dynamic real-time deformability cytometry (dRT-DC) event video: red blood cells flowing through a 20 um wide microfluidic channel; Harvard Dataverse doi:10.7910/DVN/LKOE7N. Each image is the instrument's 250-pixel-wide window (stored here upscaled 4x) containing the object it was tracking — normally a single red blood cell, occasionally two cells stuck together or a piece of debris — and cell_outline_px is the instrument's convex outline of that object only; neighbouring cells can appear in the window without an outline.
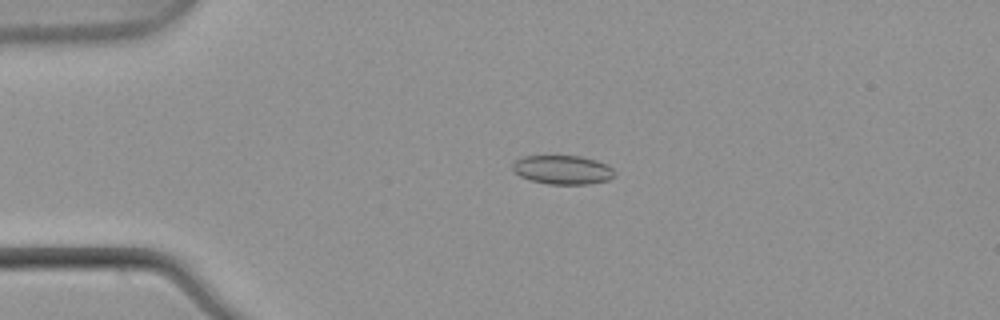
{"species": "common noctule bat (a hibernating species)", "species_latin": "Nyctalus noctula", "temperature_condition": "warm", "stored_images_in_passage": 45, "camera_frame_rate_fps": 3000, "um_per_image_px": 0.085, "animal": {"sex": "male", "body_mass_g": 21.5, "forearm_length_mm": 52.0}, "frame": {"image": 1, "passage_image": 4, "time_ms": 1.0, "image_size_px": [1000, 320], "cell_outline_px": [[616, 176], [608, 180], [588, 184], [548, 184], [532, 180], [520, 176], [512, 168], [512, 164], [516, 160], [524, 156], [580, 156], [596, 160], [612, 168], [616, 172]], "centroid_in_image_um": [47.85, 14.43], "position_along_channel_um": 37.2, "area_um2": 17.11}}
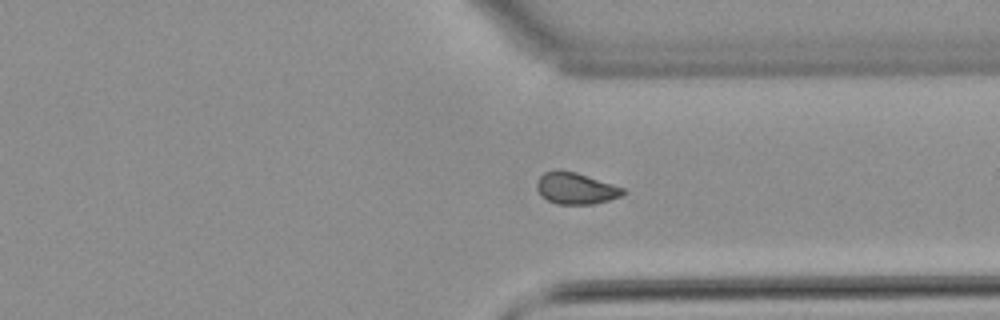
{"frame": {"image": 2, "passage_image": 32, "time_ms": 10.333, "image_size_px": [1000, 320], "cell_outline_px": [[624, 192], [620, 196], [608, 200], [592, 204], [556, 204], [548, 200], [536, 188], [536, 180], [544, 172], [556, 168], [560, 168], [576, 172], [624, 188]], "centroid_in_image_um": [48.89, 15.98], "position_along_channel_um": 362.5, "area_um2": 15.84}}
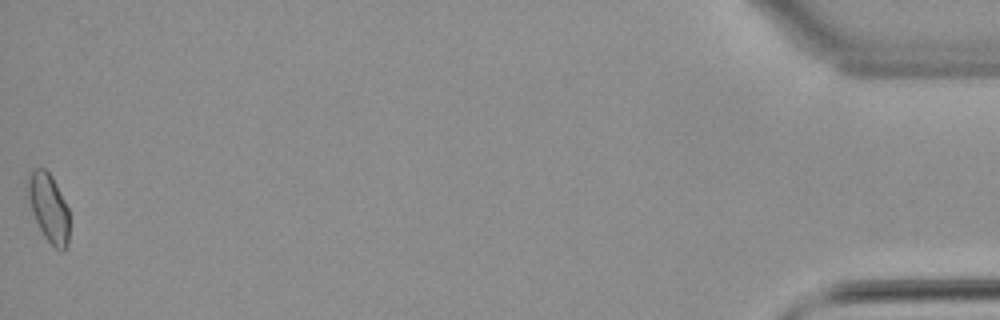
{"frame": {"image": 3, "passage_image": 45, "time_ms": 14.667, "image_size_px": [1000, 320], "cell_outline_px": [[68, 244], [64, 252], [56, 248], [44, 236], [32, 212], [24, 184], [28, 172], [32, 168], [44, 168], [52, 176], [68, 208]], "centroid_in_image_um": [4.09, 17.59], "position_along_channel_um": 431.1, "area_um2": 16.7}, "authors_computed_cell_mechanics": {"area_um2": 15.8372, "velocity_mm_per_s": 3.8795, "shape_relaxation_time_tau1_ms": null, "shape_relaxation_time_tau2_ms": 3.6366, "deformation_change_tau1": null, "deformation_change_tau2": 0.0566}}